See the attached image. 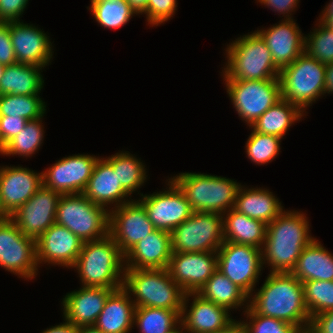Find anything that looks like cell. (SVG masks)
Listing matches in <instances>:
<instances>
[{
  "instance_id": "1",
  "label": "cell",
  "mask_w": 333,
  "mask_h": 333,
  "mask_svg": "<svg viewBox=\"0 0 333 333\" xmlns=\"http://www.w3.org/2000/svg\"><path fill=\"white\" fill-rule=\"evenodd\" d=\"M253 296L249 297L248 303L255 313L282 320L299 329L310 326L302 282L291 273L270 272Z\"/></svg>"
},
{
  "instance_id": "2",
  "label": "cell",
  "mask_w": 333,
  "mask_h": 333,
  "mask_svg": "<svg viewBox=\"0 0 333 333\" xmlns=\"http://www.w3.org/2000/svg\"><path fill=\"white\" fill-rule=\"evenodd\" d=\"M309 229L303 212L284 210L267 225L262 264L271 266L270 272L290 273L303 249L315 239Z\"/></svg>"
},
{
  "instance_id": "3",
  "label": "cell",
  "mask_w": 333,
  "mask_h": 333,
  "mask_svg": "<svg viewBox=\"0 0 333 333\" xmlns=\"http://www.w3.org/2000/svg\"><path fill=\"white\" fill-rule=\"evenodd\" d=\"M124 255L113 238L87 241L72 268L78 270L82 286L119 289L123 287Z\"/></svg>"
},
{
  "instance_id": "4",
  "label": "cell",
  "mask_w": 333,
  "mask_h": 333,
  "mask_svg": "<svg viewBox=\"0 0 333 333\" xmlns=\"http://www.w3.org/2000/svg\"><path fill=\"white\" fill-rule=\"evenodd\" d=\"M226 54L228 60L222 72L225 80L279 79L280 69L256 31L227 45Z\"/></svg>"
},
{
  "instance_id": "5",
  "label": "cell",
  "mask_w": 333,
  "mask_h": 333,
  "mask_svg": "<svg viewBox=\"0 0 333 333\" xmlns=\"http://www.w3.org/2000/svg\"><path fill=\"white\" fill-rule=\"evenodd\" d=\"M123 288L133 295L135 307L182 310L185 292L173 281L167 268L125 269ZM133 294H132V293Z\"/></svg>"
},
{
  "instance_id": "6",
  "label": "cell",
  "mask_w": 333,
  "mask_h": 333,
  "mask_svg": "<svg viewBox=\"0 0 333 333\" xmlns=\"http://www.w3.org/2000/svg\"><path fill=\"white\" fill-rule=\"evenodd\" d=\"M187 198L193 212L224 214L234 208L237 192L241 186L226 177L181 173L171 178Z\"/></svg>"
},
{
  "instance_id": "7",
  "label": "cell",
  "mask_w": 333,
  "mask_h": 333,
  "mask_svg": "<svg viewBox=\"0 0 333 333\" xmlns=\"http://www.w3.org/2000/svg\"><path fill=\"white\" fill-rule=\"evenodd\" d=\"M91 202L83 193L63 194L55 223L68 228L83 242L109 235L110 210Z\"/></svg>"
},
{
  "instance_id": "8",
  "label": "cell",
  "mask_w": 333,
  "mask_h": 333,
  "mask_svg": "<svg viewBox=\"0 0 333 333\" xmlns=\"http://www.w3.org/2000/svg\"><path fill=\"white\" fill-rule=\"evenodd\" d=\"M326 65L302 53L293 63L280 70L281 98L303 112L324 95Z\"/></svg>"
},
{
  "instance_id": "9",
  "label": "cell",
  "mask_w": 333,
  "mask_h": 333,
  "mask_svg": "<svg viewBox=\"0 0 333 333\" xmlns=\"http://www.w3.org/2000/svg\"><path fill=\"white\" fill-rule=\"evenodd\" d=\"M170 235L172 253L217 252L225 242L223 215L193 212Z\"/></svg>"
},
{
  "instance_id": "10",
  "label": "cell",
  "mask_w": 333,
  "mask_h": 333,
  "mask_svg": "<svg viewBox=\"0 0 333 333\" xmlns=\"http://www.w3.org/2000/svg\"><path fill=\"white\" fill-rule=\"evenodd\" d=\"M225 82L234 108L249 127L281 99L279 79L225 80Z\"/></svg>"
},
{
  "instance_id": "11",
  "label": "cell",
  "mask_w": 333,
  "mask_h": 333,
  "mask_svg": "<svg viewBox=\"0 0 333 333\" xmlns=\"http://www.w3.org/2000/svg\"><path fill=\"white\" fill-rule=\"evenodd\" d=\"M0 266L25 279L38 271L36 240L23 235L7 216L0 217Z\"/></svg>"
},
{
  "instance_id": "12",
  "label": "cell",
  "mask_w": 333,
  "mask_h": 333,
  "mask_svg": "<svg viewBox=\"0 0 333 333\" xmlns=\"http://www.w3.org/2000/svg\"><path fill=\"white\" fill-rule=\"evenodd\" d=\"M217 263L222 274L252 296L263 268L261 249L225 241L217 251Z\"/></svg>"
},
{
  "instance_id": "13",
  "label": "cell",
  "mask_w": 333,
  "mask_h": 333,
  "mask_svg": "<svg viewBox=\"0 0 333 333\" xmlns=\"http://www.w3.org/2000/svg\"><path fill=\"white\" fill-rule=\"evenodd\" d=\"M169 189L150 195L141 194L138 201L147 212L148 219L155 229L171 232L193 213L184 193L170 178Z\"/></svg>"
},
{
  "instance_id": "14",
  "label": "cell",
  "mask_w": 333,
  "mask_h": 333,
  "mask_svg": "<svg viewBox=\"0 0 333 333\" xmlns=\"http://www.w3.org/2000/svg\"><path fill=\"white\" fill-rule=\"evenodd\" d=\"M61 196L62 194L42 185L9 217L23 235L37 240L55 223L56 210Z\"/></svg>"
},
{
  "instance_id": "15",
  "label": "cell",
  "mask_w": 333,
  "mask_h": 333,
  "mask_svg": "<svg viewBox=\"0 0 333 333\" xmlns=\"http://www.w3.org/2000/svg\"><path fill=\"white\" fill-rule=\"evenodd\" d=\"M115 208V209H114ZM110 210L109 235L125 255L141 239L155 230L143 205L131 200Z\"/></svg>"
},
{
  "instance_id": "16",
  "label": "cell",
  "mask_w": 333,
  "mask_h": 333,
  "mask_svg": "<svg viewBox=\"0 0 333 333\" xmlns=\"http://www.w3.org/2000/svg\"><path fill=\"white\" fill-rule=\"evenodd\" d=\"M99 157L72 155L58 160L42 173V185L60 194L82 193Z\"/></svg>"
},
{
  "instance_id": "17",
  "label": "cell",
  "mask_w": 333,
  "mask_h": 333,
  "mask_svg": "<svg viewBox=\"0 0 333 333\" xmlns=\"http://www.w3.org/2000/svg\"><path fill=\"white\" fill-rule=\"evenodd\" d=\"M217 269V252L172 253L167 267L185 293H197Z\"/></svg>"
},
{
  "instance_id": "18",
  "label": "cell",
  "mask_w": 333,
  "mask_h": 333,
  "mask_svg": "<svg viewBox=\"0 0 333 333\" xmlns=\"http://www.w3.org/2000/svg\"><path fill=\"white\" fill-rule=\"evenodd\" d=\"M42 186V173L22 166H0V216H11Z\"/></svg>"
},
{
  "instance_id": "19",
  "label": "cell",
  "mask_w": 333,
  "mask_h": 333,
  "mask_svg": "<svg viewBox=\"0 0 333 333\" xmlns=\"http://www.w3.org/2000/svg\"><path fill=\"white\" fill-rule=\"evenodd\" d=\"M83 241L68 228L54 223L37 240V263L72 267L82 250Z\"/></svg>"
},
{
  "instance_id": "20",
  "label": "cell",
  "mask_w": 333,
  "mask_h": 333,
  "mask_svg": "<svg viewBox=\"0 0 333 333\" xmlns=\"http://www.w3.org/2000/svg\"><path fill=\"white\" fill-rule=\"evenodd\" d=\"M10 36L17 63L44 68L54 53L49 36L33 24L9 22Z\"/></svg>"
},
{
  "instance_id": "21",
  "label": "cell",
  "mask_w": 333,
  "mask_h": 333,
  "mask_svg": "<svg viewBox=\"0 0 333 333\" xmlns=\"http://www.w3.org/2000/svg\"><path fill=\"white\" fill-rule=\"evenodd\" d=\"M192 296L193 301L188 309L187 301ZM228 311L227 308L206 300L197 293H186L180 321L188 333H214L225 329L234 321Z\"/></svg>"
},
{
  "instance_id": "22",
  "label": "cell",
  "mask_w": 333,
  "mask_h": 333,
  "mask_svg": "<svg viewBox=\"0 0 333 333\" xmlns=\"http://www.w3.org/2000/svg\"><path fill=\"white\" fill-rule=\"evenodd\" d=\"M271 52L274 64L281 70L304 53L305 36L292 20H283L268 29L256 31Z\"/></svg>"
},
{
  "instance_id": "23",
  "label": "cell",
  "mask_w": 333,
  "mask_h": 333,
  "mask_svg": "<svg viewBox=\"0 0 333 333\" xmlns=\"http://www.w3.org/2000/svg\"><path fill=\"white\" fill-rule=\"evenodd\" d=\"M171 255L170 232L155 229L124 255L125 269H164Z\"/></svg>"
},
{
  "instance_id": "24",
  "label": "cell",
  "mask_w": 333,
  "mask_h": 333,
  "mask_svg": "<svg viewBox=\"0 0 333 333\" xmlns=\"http://www.w3.org/2000/svg\"><path fill=\"white\" fill-rule=\"evenodd\" d=\"M116 289L82 286L62 299L64 318L77 327L94 325L108 296Z\"/></svg>"
},
{
  "instance_id": "25",
  "label": "cell",
  "mask_w": 333,
  "mask_h": 333,
  "mask_svg": "<svg viewBox=\"0 0 333 333\" xmlns=\"http://www.w3.org/2000/svg\"><path fill=\"white\" fill-rule=\"evenodd\" d=\"M91 202L106 208L114 204L115 207L130 202L126 200L131 195L121 186L117 173L106 158H98L92 175L82 192ZM125 198V199H124Z\"/></svg>"
},
{
  "instance_id": "26",
  "label": "cell",
  "mask_w": 333,
  "mask_h": 333,
  "mask_svg": "<svg viewBox=\"0 0 333 333\" xmlns=\"http://www.w3.org/2000/svg\"><path fill=\"white\" fill-rule=\"evenodd\" d=\"M135 304L123 288L114 290L94 324L103 333H129L133 327Z\"/></svg>"
},
{
  "instance_id": "27",
  "label": "cell",
  "mask_w": 333,
  "mask_h": 333,
  "mask_svg": "<svg viewBox=\"0 0 333 333\" xmlns=\"http://www.w3.org/2000/svg\"><path fill=\"white\" fill-rule=\"evenodd\" d=\"M243 187L240 186L235 199L234 209L238 212L268 225L284 211L269 189Z\"/></svg>"
},
{
  "instance_id": "28",
  "label": "cell",
  "mask_w": 333,
  "mask_h": 333,
  "mask_svg": "<svg viewBox=\"0 0 333 333\" xmlns=\"http://www.w3.org/2000/svg\"><path fill=\"white\" fill-rule=\"evenodd\" d=\"M290 273L302 283L333 281V255L314 239L303 249Z\"/></svg>"
},
{
  "instance_id": "29",
  "label": "cell",
  "mask_w": 333,
  "mask_h": 333,
  "mask_svg": "<svg viewBox=\"0 0 333 333\" xmlns=\"http://www.w3.org/2000/svg\"><path fill=\"white\" fill-rule=\"evenodd\" d=\"M223 229L225 241L250 245L262 250L267 229V224L264 222L231 208L223 214Z\"/></svg>"
},
{
  "instance_id": "30",
  "label": "cell",
  "mask_w": 333,
  "mask_h": 333,
  "mask_svg": "<svg viewBox=\"0 0 333 333\" xmlns=\"http://www.w3.org/2000/svg\"><path fill=\"white\" fill-rule=\"evenodd\" d=\"M42 69L24 63L6 65L0 80V95H39L44 84Z\"/></svg>"
},
{
  "instance_id": "31",
  "label": "cell",
  "mask_w": 333,
  "mask_h": 333,
  "mask_svg": "<svg viewBox=\"0 0 333 333\" xmlns=\"http://www.w3.org/2000/svg\"><path fill=\"white\" fill-rule=\"evenodd\" d=\"M302 116L304 113L299 107L281 98L263 113L251 128L259 133L283 138L289 127Z\"/></svg>"
},
{
  "instance_id": "32",
  "label": "cell",
  "mask_w": 333,
  "mask_h": 333,
  "mask_svg": "<svg viewBox=\"0 0 333 333\" xmlns=\"http://www.w3.org/2000/svg\"><path fill=\"white\" fill-rule=\"evenodd\" d=\"M202 298L212 301L228 310L249 306V296L218 269L197 292ZM244 302V303H243Z\"/></svg>"
},
{
  "instance_id": "33",
  "label": "cell",
  "mask_w": 333,
  "mask_h": 333,
  "mask_svg": "<svg viewBox=\"0 0 333 333\" xmlns=\"http://www.w3.org/2000/svg\"><path fill=\"white\" fill-rule=\"evenodd\" d=\"M182 310L135 307L133 324L140 333H167L178 326ZM178 323V324H177Z\"/></svg>"
},
{
  "instance_id": "34",
  "label": "cell",
  "mask_w": 333,
  "mask_h": 333,
  "mask_svg": "<svg viewBox=\"0 0 333 333\" xmlns=\"http://www.w3.org/2000/svg\"><path fill=\"white\" fill-rule=\"evenodd\" d=\"M117 173L121 186L131 195L146 181V168L143 163L129 152L111 155L106 159ZM145 168V169H144Z\"/></svg>"
},
{
  "instance_id": "35",
  "label": "cell",
  "mask_w": 333,
  "mask_h": 333,
  "mask_svg": "<svg viewBox=\"0 0 333 333\" xmlns=\"http://www.w3.org/2000/svg\"><path fill=\"white\" fill-rule=\"evenodd\" d=\"M45 108L39 95H0V116L23 117L31 121L43 118Z\"/></svg>"
},
{
  "instance_id": "36",
  "label": "cell",
  "mask_w": 333,
  "mask_h": 333,
  "mask_svg": "<svg viewBox=\"0 0 333 333\" xmlns=\"http://www.w3.org/2000/svg\"><path fill=\"white\" fill-rule=\"evenodd\" d=\"M90 6L95 20L104 28H120L136 14L127 0H91Z\"/></svg>"
},
{
  "instance_id": "37",
  "label": "cell",
  "mask_w": 333,
  "mask_h": 333,
  "mask_svg": "<svg viewBox=\"0 0 333 333\" xmlns=\"http://www.w3.org/2000/svg\"><path fill=\"white\" fill-rule=\"evenodd\" d=\"M41 119L28 121L25 127L5 145L2 154L30 157L38 151L44 138Z\"/></svg>"
},
{
  "instance_id": "38",
  "label": "cell",
  "mask_w": 333,
  "mask_h": 333,
  "mask_svg": "<svg viewBox=\"0 0 333 333\" xmlns=\"http://www.w3.org/2000/svg\"><path fill=\"white\" fill-rule=\"evenodd\" d=\"M310 317L333 309V281L311 280L302 283Z\"/></svg>"
},
{
  "instance_id": "39",
  "label": "cell",
  "mask_w": 333,
  "mask_h": 333,
  "mask_svg": "<svg viewBox=\"0 0 333 333\" xmlns=\"http://www.w3.org/2000/svg\"><path fill=\"white\" fill-rule=\"evenodd\" d=\"M318 22L314 32L305 36L304 52L309 57L327 65L333 63V30L322 21Z\"/></svg>"
},
{
  "instance_id": "40",
  "label": "cell",
  "mask_w": 333,
  "mask_h": 333,
  "mask_svg": "<svg viewBox=\"0 0 333 333\" xmlns=\"http://www.w3.org/2000/svg\"><path fill=\"white\" fill-rule=\"evenodd\" d=\"M281 139L274 135L259 133L252 128L245 147L248 158L260 165L271 162L279 154Z\"/></svg>"
},
{
  "instance_id": "41",
  "label": "cell",
  "mask_w": 333,
  "mask_h": 333,
  "mask_svg": "<svg viewBox=\"0 0 333 333\" xmlns=\"http://www.w3.org/2000/svg\"><path fill=\"white\" fill-rule=\"evenodd\" d=\"M245 308V317L250 318L249 322L242 321L247 333H296L299 330L290 323L257 314L249 306Z\"/></svg>"
},
{
  "instance_id": "42",
  "label": "cell",
  "mask_w": 333,
  "mask_h": 333,
  "mask_svg": "<svg viewBox=\"0 0 333 333\" xmlns=\"http://www.w3.org/2000/svg\"><path fill=\"white\" fill-rule=\"evenodd\" d=\"M177 4V0H148L147 22L152 26L167 22L175 14Z\"/></svg>"
},
{
  "instance_id": "43",
  "label": "cell",
  "mask_w": 333,
  "mask_h": 333,
  "mask_svg": "<svg viewBox=\"0 0 333 333\" xmlns=\"http://www.w3.org/2000/svg\"><path fill=\"white\" fill-rule=\"evenodd\" d=\"M28 122L23 117L0 116V133L2 136V153L5 145L13 139Z\"/></svg>"
},
{
  "instance_id": "44",
  "label": "cell",
  "mask_w": 333,
  "mask_h": 333,
  "mask_svg": "<svg viewBox=\"0 0 333 333\" xmlns=\"http://www.w3.org/2000/svg\"><path fill=\"white\" fill-rule=\"evenodd\" d=\"M29 0H0V22L20 21Z\"/></svg>"
},
{
  "instance_id": "45",
  "label": "cell",
  "mask_w": 333,
  "mask_h": 333,
  "mask_svg": "<svg viewBox=\"0 0 333 333\" xmlns=\"http://www.w3.org/2000/svg\"><path fill=\"white\" fill-rule=\"evenodd\" d=\"M17 63L10 36L9 22H0V64L12 65Z\"/></svg>"
},
{
  "instance_id": "46",
  "label": "cell",
  "mask_w": 333,
  "mask_h": 333,
  "mask_svg": "<svg viewBox=\"0 0 333 333\" xmlns=\"http://www.w3.org/2000/svg\"><path fill=\"white\" fill-rule=\"evenodd\" d=\"M310 328L315 333H333V309L313 316Z\"/></svg>"
},
{
  "instance_id": "47",
  "label": "cell",
  "mask_w": 333,
  "mask_h": 333,
  "mask_svg": "<svg viewBox=\"0 0 333 333\" xmlns=\"http://www.w3.org/2000/svg\"><path fill=\"white\" fill-rule=\"evenodd\" d=\"M260 4L271 7V10L277 11L280 14L286 15L285 20H292L290 12H293L299 3V0H258ZM290 14V15H289ZM291 16V17H290Z\"/></svg>"
},
{
  "instance_id": "48",
  "label": "cell",
  "mask_w": 333,
  "mask_h": 333,
  "mask_svg": "<svg viewBox=\"0 0 333 333\" xmlns=\"http://www.w3.org/2000/svg\"><path fill=\"white\" fill-rule=\"evenodd\" d=\"M64 321V323L47 328L42 333H79V327L70 323L66 319Z\"/></svg>"
},
{
  "instance_id": "49",
  "label": "cell",
  "mask_w": 333,
  "mask_h": 333,
  "mask_svg": "<svg viewBox=\"0 0 333 333\" xmlns=\"http://www.w3.org/2000/svg\"><path fill=\"white\" fill-rule=\"evenodd\" d=\"M333 93V63L326 65L324 94Z\"/></svg>"
},
{
  "instance_id": "50",
  "label": "cell",
  "mask_w": 333,
  "mask_h": 333,
  "mask_svg": "<svg viewBox=\"0 0 333 333\" xmlns=\"http://www.w3.org/2000/svg\"><path fill=\"white\" fill-rule=\"evenodd\" d=\"M214 333H247L242 321H233L225 329L216 331Z\"/></svg>"
},
{
  "instance_id": "51",
  "label": "cell",
  "mask_w": 333,
  "mask_h": 333,
  "mask_svg": "<svg viewBox=\"0 0 333 333\" xmlns=\"http://www.w3.org/2000/svg\"><path fill=\"white\" fill-rule=\"evenodd\" d=\"M130 4L131 9L137 14H144L146 15V7L148 0H127Z\"/></svg>"
},
{
  "instance_id": "52",
  "label": "cell",
  "mask_w": 333,
  "mask_h": 333,
  "mask_svg": "<svg viewBox=\"0 0 333 333\" xmlns=\"http://www.w3.org/2000/svg\"><path fill=\"white\" fill-rule=\"evenodd\" d=\"M79 333H103L95 325L79 327Z\"/></svg>"
},
{
  "instance_id": "53",
  "label": "cell",
  "mask_w": 333,
  "mask_h": 333,
  "mask_svg": "<svg viewBox=\"0 0 333 333\" xmlns=\"http://www.w3.org/2000/svg\"><path fill=\"white\" fill-rule=\"evenodd\" d=\"M320 16H333V0H331L330 3L326 5Z\"/></svg>"
},
{
  "instance_id": "54",
  "label": "cell",
  "mask_w": 333,
  "mask_h": 333,
  "mask_svg": "<svg viewBox=\"0 0 333 333\" xmlns=\"http://www.w3.org/2000/svg\"><path fill=\"white\" fill-rule=\"evenodd\" d=\"M319 20L333 30V16H320Z\"/></svg>"
},
{
  "instance_id": "55",
  "label": "cell",
  "mask_w": 333,
  "mask_h": 333,
  "mask_svg": "<svg viewBox=\"0 0 333 333\" xmlns=\"http://www.w3.org/2000/svg\"><path fill=\"white\" fill-rule=\"evenodd\" d=\"M180 325V326H179ZM178 325V327L176 326L175 328H173L171 331L167 332V333H187V331L185 330V327L183 326V324L180 322ZM181 327V328H180ZM180 329V330H179ZM185 330V331H184ZM184 331V332H183Z\"/></svg>"
},
{
  "instance_id": "56",
  "label": "cell",
  "mask_w": 333,
  "mask_h": 333,
  "mask_svg": "<svg viewBox=\"0 0 333 333\" xmlns=\"http://www.w3.org/2000/svg\"><path fill=\"white\" fill-rule=\"evenodd\" d=\"M296 333H315L310 326L306 328L299 329Z\"/></svg>"
},
{
  "instance_id": "57",
  "label": "cell",
  "mask_w": 333,
  "mask_h": 333,
  "mask_svg": "<svg viewBox=\"0 0 333 333\" xmlns=\"http://www.w3.org/2000/svg\"><path fill=\"white\" fill-rule=\"evenodd\" d=\"M4 68H5V65L0 64V80H1V78L3 77Z\"/></svg>"
},
{
  "instance_id": "58",
  "label": "cell",
  "mask_w": 333,
  "mask_h": 333,
  "mask_svg": "<svg viewBox=\"0 0 333 333\" xmlns=\"http://www.w3.org/2000/svg\"><path fill=\"white\" fill-rule=\"evenodd\" d=\"M0 153L2 155V136H1V133H0Z\"/></svg>"
}]
</instances>
